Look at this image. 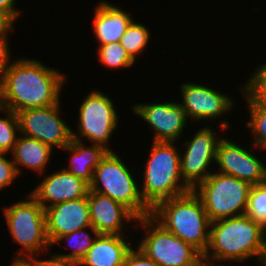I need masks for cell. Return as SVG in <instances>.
Segmentation results:
<instances>
[{"instance_id":"6da1fadb","label":"cell","mask_w":266,"mask_h":266,"mask_svg":"<svg viewBox=\"0 0 266 266\" xmlns=\"http://www.w3.org/2000/svg\"><path fill=\"white\" fill-rule=\"evenodd\" d=\"M67 80L66 74L39 59H13L0 85L1 107L17 114L58 104Z\"/></svg>"},{"instance_id":"7a4b0ae2","label":"cell","mask_w":266,"mask_h":266,"mask_svg":"<svg viewBox=\"0 0 266 266\" xmlns=\"http://www.w3.org/2000/svg\"><path fill=\"white\" fill-rule=\"evenodd\" d=\"M266 252V230L246 215L223 218L210 224V240L203 262L234 266L252 258L261 264ZM256 259V260H255ZM224 262V264H223Z\"/></svg>"},{"instance_id":"3957f363","label":"cell","mask_w":266,"mask_h":266,"mask_svg":"<svg viewBox=\"0 0 266 266\" xmlns=\"http://www.w3.org/2000/svg\"><path fill=\"white\" fill-rule=\"evenodd\" d=\"M151 216L202 255L207 251L211 221L193 190L159 202L152 209Z\"/></svg>"},{"instance_id":"277c9868","label":"cell","mask_w":266,"mask_h":266,"mask_svg":"<svg viewBox=\"0 0 266 266\" xmlns=\"http://www.w3.org/2000/svg\"><path fill=\"white\" fill-rule=\"evenodd\" d=\"M141 173L143 178H138L142 180L141 196L151 209L163 200L192 190L181 177L180 148L176 142L152 141Z\"/></svg>"},{"instance_id":"5b68a950","label":"cell","mask_w":266,"mask_h":266,"mask_svg":"<svg viewBox=\"0 0 266 266\" xmlns=\"http://www.w3.org/2000/svg\"><path fill=\"white\" fill-rule=\"evenodd\" d=\"M116 152H108L95 168L89 189L121 203L137 218L151 215L152 209L141 196L140 182L133 168Z\"/></svg>"},{"instance_id":"8992f818","label":"cell","mask_w":266,"mask_h":266,"mask_svg":"<svg viewBox=\"0 0 266 266\" xmlns=\"http://www.w3.org/2000/svg\"><path fill=\"white\" fill-rule=\"evenodd\" d=\"M26 198L3 206L4 219L11 239L20 246L16 255L44 257L51 248L45 209L30 193Z\"/></svg>"},{"instance_id":"52a82bcc","label":"cell","mask_w":266,"mask_h":266,"mask_svg":"<svg viewBox=\"0 0 266 266\" xmlns=\"http://www.w3.org/2000/svg\"><path fill=\"white\" fill-rule=\"evenodd\" d=\"M251 187L248 182L214 171L192 190L212 222L245 215Z\"/></svg>"},{"instance_id":"ba28073f","label":"cell","mask_w":266,"mask_h":266,"mask_svg":"<svg viewBox=\"0 0 266 266\" xmlns=\"http://www.w3.org/2000/svg\"><path fill=\"white\" fill-rule=\"evenodd\" d=\"M134 228L144 231L138 247L158 266H200L203 263V255L197 249L167 231L151 215L138 218Z\"/></svg>"},{"instance_id":"9c48e42d","label":"cell","mask_w":266,"mask_h":266,"mask_svg":"<svg viewBox=\"0 0 266 266\" xmlns=\"http://www.w3.org/2000/svg\"><path fill=\"white\" fill-rule=\"evenodd\" d=\"M77 115L76 129H72V139L101 145L109 152L111 139L119 125L116 103L101 90H91L81 101ZM78 127V128H77ZM85 138V139H84Z\"/></svg>"},{"instance_id":"30bf717a","label":"cell","mask_w":266,"mask_h":266,"mask_svg":"<svg viewBox=\"0 0 266 266\" xmlns=\"http://www.w3.org/2000/svg\"><path fill=\"white\" fill-rule=\"evenodd\" d=\"M179 92L182 98L178 103L184 108L189 122L213 121L214 123L218 119V128L223 132L228 131L229 121L225 120L227 118L223 119V116L234 111L233 109L236 107L234 98H231L227 93L224 94L209 87L208 84H197L194 80L193 82H183Z\"/></svg>"},{"instance_id":"8fae6325","label":"cell","mask_w":266,"mask_h":266,"mask_svg":"<svg viewBox=\"0 0 266 266\" xmlns=\"http://www.w3.org/2000/svg\"><path fill=\"white\" fill-rule=\"evenodd\" d=\"M210 125L194 130L190 139L179 144L184 148L180 150L181 177L191 189L214 171L216 149L223 137H218L219 131Z\"/></svg>"},{"instance_id":"7c38bea8","label":"cell","mask_w":266,"mask_h":266,"mask_svg":"<svg viewBox=\"0 0 266 266\" xmlns=\"http://www.w3.org/2000/svg\"><path fill=\"white\" fill-rule=\"evenodd\" d=\"M61 101L43 108H29L17 113L20 134L39 140L53 149H63L72 140V126L62 117Z\"/></svg>"},{"instance_id":"4fadbf2b","label":"cell","mask_w":266,"mask_h":266,"mask_svg":"<svg viewBox=\"0 0 266 266\" xmlns=\"http://www.w3.org/2000/svg\"><path fill=\"white\" fill-rule=\"evenodd\" d=\"M236 143L225 136L219 141L215 157L217 167H214V171L236 177L251 185L266 182V161L256 155L258 148L252 143L250 148L242 146V143L238 144L237 141Z\"/></svg>"},{"instance_id":"5bb4252c","label":"cell","mask_w":266,"mask_h":266,"mask_svg":"<svg viewBox=\"0 0 266 266\" xmlns=\"http://www.w3.org/2000/svg\"><path fill=\"white\" fill-rule=\"evenodd\" d=\"M133 114L144 120L153 131V142H177L184 135L189 119L178 101L136 103L130 106Z\"/></svg>"},{"instance_id":"9a60e30c","label":"cell","mask_w":266,"mask_h":266,"mask_svg":"<svg viewBox=\"0 0 266 266\" xmlns=\"http://www.w3.org/2000/svg\"><path fill=\"white\" fill-rule=\"evenodd\" d=\"M91 226L99 234L125 235L126 224L136 225L137 217L124 205L109 196L87 192ZM125 229V230H124Z\"/></svg>"},{"instance_id":"2e32d148","label":"cell","mask_w":266,"mask_h":266,"mask_svg":"<svg viewBox=\"0 0 266 266\" xmlns=\"http://www.w3.org/2000/svg\"><path fill=\"white\" fill-rule=\"evenodd\" d=\"M44 176L43 180L30 190V194L44 209L87 196L89 184L63 168Z\"/></svg>"},{"instance_id":"e0dca14e","label":"cell","mask_w":266,"mask_h":266,"mask_svg":"<svg viewBox=\"0 0 266 266\" xmlns=\"http://www.w3.org/2000/svg\"><path fill=\"white\" fill-rule=\"evenodd\" d=\"M45 213L50 244L61 235L92 227L87 196L48 207Z\"/></svg>"},{"instance_id":"ac0fdd59","label":"cell","mask_w":266,"mask_h":266,"mask_svg":"<svg viewBox=\"0 0 266 266\" xmlns=\"http://www.w3.org/2000/svg\"><path fill=\"white\" fill-rule=\"evenodd\" d=\"M92 27L97 46L119 42L133 16L116 4L100 0L95 4L92 16Z\"/></svg>"},{"instance_id":"d6986e66","label":"cell","mask_w":266,"mask_h":266,"mask_svg":"<svg viewBox=\"0 0 266 266\" xmlns=\"http://www.w3.org/2000/svg\"><path fill=\"white\" fill-rule=\"evenodd\" d=\"M128 237L99 234L77 266H121L134 246Z\"/></svg>"},{"instance_id":"ffe728a7","label":"cell","mask_w":266,"mask_h":266,"mask_svg":"<svg viewBox=\"0 0 266 266\" xmlns=\"http://www.w3.org/2000/svg\"><path fill=\"white\" fill-rule=\"evenodd\" d=\"M53 148L37 139L19 134L13 151L10 153L15 164L16 171L20 176L22 169L27 168L39 176L47 171L52 157ZM24 167V168H23Z\"/></svg>"},{"instance_id":"44dd1931","label":"cell","mask_w":266,"mask_h":266,"mask_svg":"<svg viewBox=\"0 0 266 266\" xmlns=\"http://www.w3.org/2000/svg\"><path fill=\"white\" fill-rule=\"evenodd\" d=\"M62 150L70 155L68 167L65 166L63 169L76 177L82 178L88 184L93 180L95 168L109 152L101 145L89 144L87 146L85 142L76 139H72L70 144Z\"/></svg>"},{"instance_id":"7402d4cb","label":"cell","mask_w":266,"mask_h":266,"mask_svg":"<svg viewBox=\"0 0 266 266\" xmlns=\"http://www.w3.org/2000/svg\"><path fill=\"white\" fill-rule=\"evenodd\" d=\"M98 235L99 233L93 227H85L83 229H79L71 233L59 236L51 244V248H54L53 246L57 244L61 246L62 242H66L65 247L71 250V252H52L53 254L49 256V260L52 262L63 263L67 265H78L80 261L85 257L87 251L92 246L94 240Z\"/></svg>"},{"instance_id":"603a6c76","label":"cell","mask_w":266,"mask_h":266,"mask_svg":"<svg viewBox=\"0 0 266 266\" xmlns=\"http://www.w3.org/2000/svg\"><path fill=\"white\" fill-rule=\"evenodd\" d=\"M240 94L244 98L246 105L248 106L249 121H246V127L251 132L252 141H249L255 145L259 150L266 151V106L260 105L251 101L243 92L242 85L238 88ZM262 148V149H261Z\"/></svg>"},{"instance_id":"cb8c5ba5","label":"cell","mask_w":266,"mask_h":266,"mask_svg":"<svg viewBox=\"0 0 266 266\" xmlns=\"http://www.w3.org/2000/svg\"><path fill=\"white\" fill-rule=\"evenodd\" d=\"M145 24L139 23L138 20L133 19L128 25L125 33L122 35L119 43L126 50L129 56L137 62L138 57H140L143 52H146L151 41L152 35L150 28Z\"/></svg>"},{"instance_id":"d4e9b609","label":"cell","mask_w":266,"mask_h":266,"mask_svg":"<svg viewBox=\"0 0 266 266\" xmlns=\"http://www.w3.org/2000/svg\"><path fill=\"white\" fill-rule=\"evenodd\" d=\"M96 50L99 62L111 70L134 67L136 63L119 42L98 46Z\"/></svg>"},{"instance_id":"484cf974","label":"cell","mask_w":266,"mask_h":266,"mask_svg":"<svg viewBox=\"0 0 266 266\" xmlns=\"http://www.w3.org/2000/svg\"><path fill=\"white\" fill-rule=\"evenodd\" d=\"M0 153H11L20 134L19 120L13 111L0 109Z\"/></svg>"},{"instance_id":"4316f807","label":"cell","mask_w":266,"mask_h":266,"mask_svg":"<svg viewBox=\"0 0 266 266\" xmlns=\"http://www.w3.org/2000/svg\"><path fill=\"white\" fill-rule=\"evenodd\" d=\"M245 215L266 230V182L252 185Z\"/></svg>"},{"instance_id":"83f0119b","label":"cell","mask_w":266,"mask_h":266,"mask_svg":"<svg viewBox=\"0 0 266 266\" xmlns=\"http://www.w3.org/2000/svg\"><path fill=\"white\" fill-rule=\"evenodd\" d=\"M249 80L242 85V92L253 102L266 106V63L250 72Z\"/></svg>"},{"instance_id":"f1b7e54d","label":"cell","mask_w":266,"mask_h":266,"mask_svg":"<svg viewBox=\"0 0 266 266\" xmlns=\"http://www.w3.org/2000/svg\"><path fill=\"white\" fill-rule=\"evenodd\" d=\"M8 156L7 153H0V192L19 178L14 162Z\"/></svg>"},{"instance_id":"f546056e","label":"cell","mask_w":266,"mask_h":266,"mask_svg":"<svg viewBox=\"0 0 266 266\" xmlns=\"http://www.w3.org/2000/svg\"><path fill=\"white\" fill-rule=\"evenodd\" d=\"M12 28L7 34L0 37V85L2 83L4 73L7 71L8 67L10 66V63L12 62V51L10 49L11 41L10 39V33H13Z\"/></svg>"},{"instance_id":"4dcf8cb0","label":"cell","mask_w":266,"mask_h":266,"mask_svg":"<svg viewBox=\"0 0 266 266\" xmlns=\"http://www.w3.org/2000/svg\"><path fill=\"white\" fill-rule=\"evenodd\" d=\"M133 246L126 255L121 266H158L146 253L138 246Z\"/></svg>"},{"instance_id":"1f68e13d","label":"cell","mask_w":266,"mask_h":266,"mask_svg":"<svg viewBox=\"0 0 266 266\" xmlns=\"http://www.w3.org/2000/svg\"><path fill=\"white\" fill-rule=\"evenodd\" d=\"M16 0H0V12L5 15L13 24L22 14L21 9L16 8Z\"/></svg>"},{"instance_id":"d6a6232c","label":"cell","mask_w":266,"mask_h":266,"mask_svg":"<svg viewBox=\"0 0 266 266\" xmlns=\"http://www.w3.org/2000/svg\"><path fill=\"white\" fill-rule=\"evenodd\" d=\"M46 259L39 256H23L17 255L12 258V262L8 266H41Z\"/></svg>"},{"instance_id":"836d02e7","label":"cell","mask_w":266,"mask_h":266,"mask_svg":"<svg viewBox=\"0 0 266 266\" xmlns=\"http://www.w3.org/2000/svg\"><path fill=\"white\" fill-rule=\"evenodd\" d=\"M13 27V23L0 12V37L7 34Z\"/></svg>"},{"instance_id":"e575fe53","label":"cell","mask_w":266,"mask_h":266,"mask_svg":"<svg viewBox=\"0 0 266 266\" xmlns=\"http://www.w3.org/2000/svg\"><path fill=\"white\" fill-rule=\"evenodd\" d=\"M41 266H77V265H67L63 263H56V262H52L49 259H47Z\"/></svg>"},{"instance_id":"d590c367","label":"cell","mask_w":266,"mask_h":266,"mask_svg":"<svg viewBox=\"0 0 266 266\" xmlns=\"http://www.w3.org/2000/svg\"><path fill=\"white\" fill-rule=\"evenodd\" d=\"M260 266H266V252L264 253Z\"/></svg>"},{"instance_id":"8d00e7d4","label":"cell","mask_w":266,"mask_h":266,"mask_svg":"<svg viewBox=\"0 0 266 266\" xmlns=\"http://www.w3.org/2000/svg\"><path fill=\"white\" fill-rule=\"evenodd\" d=\"M200 266H224V265H212V264H207V263H202ZM225 266H229L228 264H226ZM233 266V265H232Z\"/></svg>"}]
</instances>
